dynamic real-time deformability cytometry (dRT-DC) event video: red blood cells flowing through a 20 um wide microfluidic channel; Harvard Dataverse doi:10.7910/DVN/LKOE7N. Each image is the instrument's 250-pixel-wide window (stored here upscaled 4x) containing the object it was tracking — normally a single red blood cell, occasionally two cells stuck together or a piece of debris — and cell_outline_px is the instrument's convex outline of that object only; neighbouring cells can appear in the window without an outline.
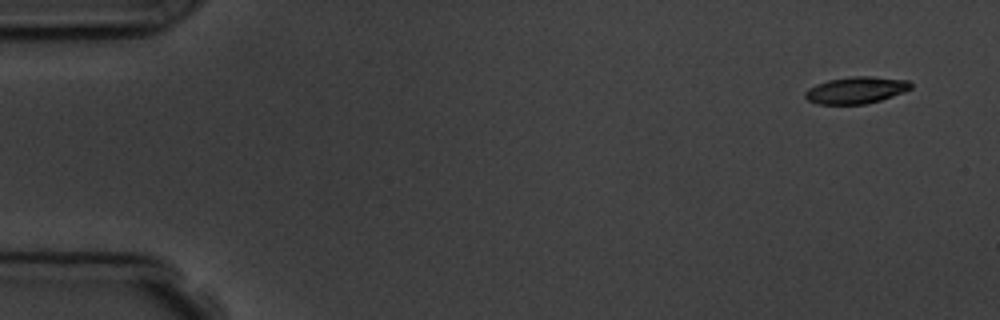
{"species": "common noctule bat (a hibernating species)", "species_latin": "Nyctalus noctula", "temperature_condition": "room temperature", "stored_images_in_passage": 4, "camera_frame_rate_fps": 3000, "um_per_image_px": 0.085, "animal": {"sex": "male", "body_mass_g": 19.5, "forearm_length_mm": 54.6}, "frame": {"image": 1, "passage_image": 1, "time_ms": 0.0, "image_size_px": [1000, 320], "cell_outline_px": [[912, 88], [904, 92], [880, 100], [864, 104], [816, 104], [808, 100], [804, 96], [804, 92], [808, 88], [816, 84], [828, 80], [852, 76], [872, 76], [908, 80], [912, 84]], "centroid_in_image_um": [72.75, 7.66], "position_along_channel_um": 12.2, "area_um2": 16.59}}
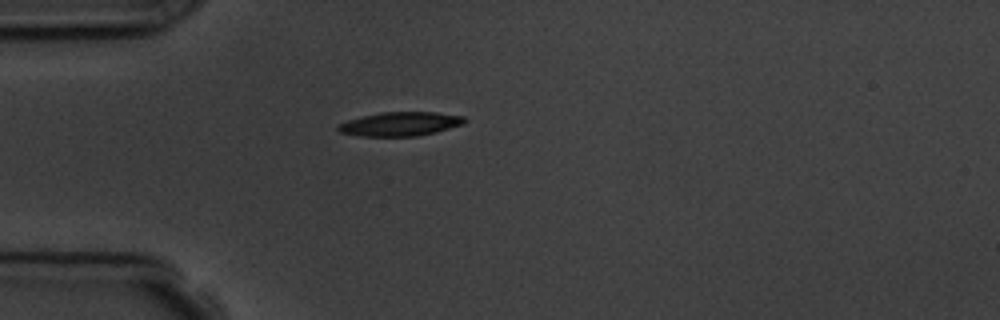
{"frame": {"image": 2, "passage_image": 4, "time_ms": 4.0, "image_size_px": [1000, 320], "cell_outline_px": [[468, 120], [464, 124], [436, 132], [416, 136], [356, 136], [340, 132], [336, 128], [336, 124], [348, 120], [364, 116], [384, 112], [432, 112], [464, 116]], "centroid_in_image_um": [34.02, 10.54], "position_along_channel_um": 51.0, "area_um2": 17.69}}